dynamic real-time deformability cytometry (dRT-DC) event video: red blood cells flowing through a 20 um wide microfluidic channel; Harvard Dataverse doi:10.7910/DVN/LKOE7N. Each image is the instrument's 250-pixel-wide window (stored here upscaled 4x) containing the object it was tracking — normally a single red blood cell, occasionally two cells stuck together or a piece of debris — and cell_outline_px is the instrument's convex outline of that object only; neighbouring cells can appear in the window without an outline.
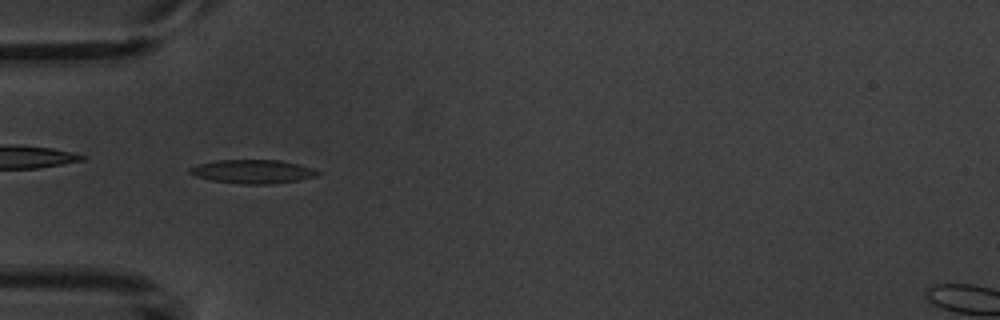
{"species": "common noctule bat (a hibernating species)", "species_latin": "Nyctalus noctula", "temperature_condition": "warm", "stored_images_in_passage": 6, "camera_frame_rate_fps": 3000, "um_per_image_px": 0.085, "animal": {"sex": "male", "body_mass_g": 20.1, "forearm_length_mm": 53.5}, "frame": {"image": 1, "passage_image": 5, "time_ms": 4.333, "image_size_px": [1000, 320], "cell_outline_px": [[320, 172], [316, 176], [300, 180], [272, 184], [244, 184], [212, 180], [196, 176], [188, 172], [188, 168], [200, 164], [216, 160], [280, 160], [300, 164], [312, 168]], "centroid_in_image_um": [21.51, 14.58], "position_along_channel_um": 63.5, "area_um2": 17.63}}